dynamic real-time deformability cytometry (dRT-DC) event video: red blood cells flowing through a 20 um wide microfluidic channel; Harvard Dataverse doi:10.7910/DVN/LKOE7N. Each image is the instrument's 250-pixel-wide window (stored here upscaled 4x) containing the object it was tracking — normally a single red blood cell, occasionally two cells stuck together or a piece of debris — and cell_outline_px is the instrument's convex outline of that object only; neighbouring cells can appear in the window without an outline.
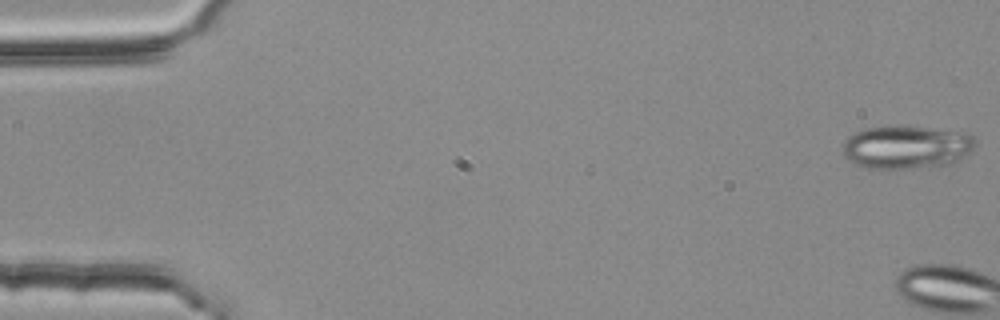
{"species": "common noctule bat (a hibernating species)", "species_latin": "Nyctalus noctula", "temperature_condition": "room temperature", "stored_images_in_passage": 5, "camera_frame_rate_fps": 3000, "um_per_image_px": 0.085, "animal": {"sex": "female", "body_mass_g": 25.1}, "frame": {"image": 1, "passage_image": 1, "time_ms": 0.0, "image_size_px": [1000, 320], "cell_outline_px": [[976, 144], [968, 152], [956, 160], [948, 164], [908, 168], [868, 168], [852, 164], [844, 156], [844, 140], [848, 136], [856, 132], [868, 128], [888, 124], [968, 132], [976, 140]], "centroid_in_image_um": [77.01, 12.48], "position_along_channel_um": 8.0, "area_um2": 33.35}}